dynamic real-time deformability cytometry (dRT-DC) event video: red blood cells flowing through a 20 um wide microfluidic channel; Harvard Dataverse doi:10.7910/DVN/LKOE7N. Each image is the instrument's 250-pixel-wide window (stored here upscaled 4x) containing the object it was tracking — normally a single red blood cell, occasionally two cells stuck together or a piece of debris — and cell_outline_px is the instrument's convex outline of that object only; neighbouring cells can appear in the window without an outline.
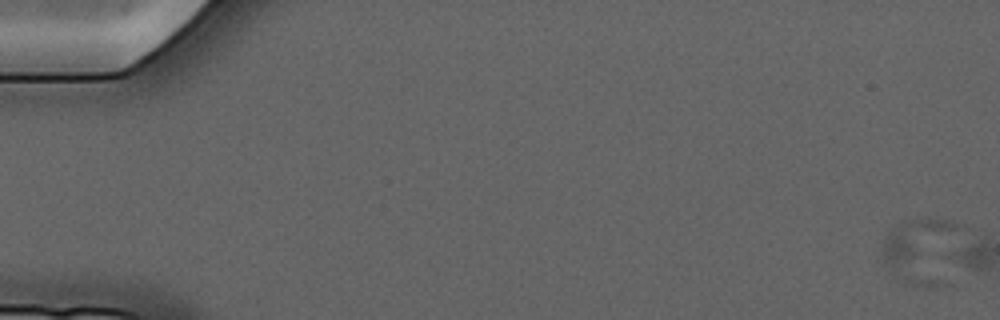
{"species": "common noctule bat (a hibernating species)", "species_latin": "Nyctalus noctula", "temperature_condition": "cold", "stored_images_in_passage": 6, "camera_frame_rate_fps": 3000, "um_per_image_px": 0.085, "animal": {"sex": "male", "forearm_length_mm": 52.5}, "frame": {"image": 1, "passage_image": 1, "time_ms": 0.0, "image_size_px": [1000, 320], "cell_outline_px": [[956, 228], [952, 284], [936, 288], [908, 284], [900, 280], [896, 276], [884, 260], [884, 240], [888, 232], [904, 220], [924, 216], [928, 216], [948, 220], [956, 224]], "centroid_in_image_um": [78.37, 21.37], "position_along_channel_um": 6.6, "area_um2": 30.87}}